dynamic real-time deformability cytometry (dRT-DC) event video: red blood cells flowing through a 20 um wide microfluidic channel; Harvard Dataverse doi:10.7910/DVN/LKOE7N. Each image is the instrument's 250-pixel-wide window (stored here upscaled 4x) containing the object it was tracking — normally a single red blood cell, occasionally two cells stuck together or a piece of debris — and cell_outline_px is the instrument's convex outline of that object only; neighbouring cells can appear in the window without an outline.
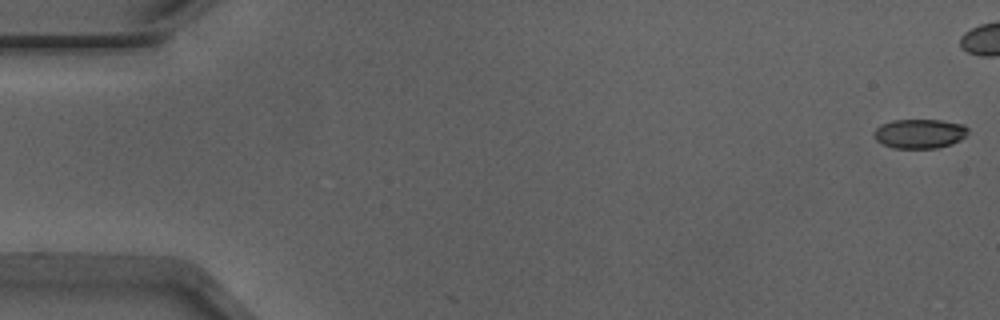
{"species": "Egyptian fruit bat (a non-hibernating species)", "species_latin": "Rousettus aegyptiacus", "temperature_condition": "warm", "stored_images_in_passage": 4, "camera_frame_rate_fps": 3000, "um_per_image_px": 0.085, "animal": {"sex": "male"}, "frame": {"image": 1, "passage_image": 1, "time_ms": 0.0, "image_size_px": [1000, 320], "cell_outline_px": [[968, 132], [960, 140], [952, 144], [936, 148], [892, 148], [876, 140], [872, 132], [880, 124], [892, 120], [940, 120], [964, 124], [968, 128]], "centroid_in_image_um": [78.15, 11.35], "position_along_channel_um": 6.8, "area_um2": 16.18}}